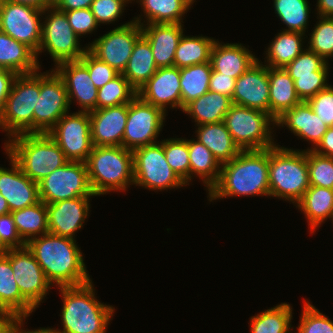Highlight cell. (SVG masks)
Masks as SVG:
<instances>
[{
	"label": "cell",
	"mask_w": 333,
	"mask_h": 333,
	"mask_svg": "<svg viewBox=\"0 0 333 333\" xmlns=\"http://www.w3.org/2000/svg\"><path fill=\"white\" fill-rule=\"evenodd\" d=\"M310 186L333 189V158L307 150Z\"/></svg>",
	"instance_id": "cell-45"
},
{
	"label": "cell",
	"mask_w": 333,
	"mask_h": 333,
	"mask_svg": "<svg viewBox=\"0 0 333 333\" xmlns=\"http://www.w3.org/2000/svg\"><path fill=\"white\" fill-rule=\"evenodd\" d=\"M69 109L62 78L54 69L40 72V94L33 111V133H48Z\"/></svg>",
	"instance_id": "cell-12"
},
{
	"label": "cell",
	"mask_w": 333,
	"mask_h": 333,
	"mask_svg": "<svg viewBox=\"0 0 333 333\" xmlns=\"http://www.w3.org/2000/svg\"><path fill=\"white\" fill-rule=\"evenodd\" d=\"M196 137L212 152L220 165L231 161L242 151L234 142L224 121L198 125Z\"/></svg>",
	"instance_id": "cell-29"
},
{
	"label": "cell",
	"mask_w": 333,
	"mask_h": 333,
	"mask_svg": "<svg viewBox=\"0 0 333 333\" xmlns=\"http://www.w3.org/2000/svg\"><path fill=\"white\" fill-rule=\"evenodd\" d=\"M7 156L11 168L0 167V193L7 200L10 212L40 202L38 183L25 175L12 157Z\"/></svg>",
	"instance_id": "cell-22"
},
{
	"label": "cell",
	"mask_w": 333,
	"mask_h": 333,
	"mask_svg": "<svg viewBox=\"0 0 333 333\" xmlns=\"http://www.w3.org/2000/svg\"><path fill=\"white\" fill-rule=\"evenodd\" d=\"M16 76L17 74L14 71L0 67V112L4 107L7 97L9 96Z\"/></svg>",
	"instance_id": "cell-55"
},
{
	"label": "cell",
	"mask_w": 333,
	"mask_h": 333,
	"mask_svg": "<svg viewBox=\"0 0 333 333\" xmlns=\"http://www.w3.org/2000/svg\"><path fill=\"white\" fill-rule=\"evenodd\" d=\"M40 200L51 204L81 196H96L91 188L86 162L68 161L39 183Z\"/></svg>",
	"instance_id": "cell-11"
},
{
	"label": "cell",
	"mask_w": 333,
	"mask_h": 333,
	"mask_svg": "<svg viewBox=\"0 0 333 333\" xmlns=\"http://www.w3.org/2000/svg\"><path fill=\"white\" fill-rule=\"evenodd\" d=\"M17 319L16 316L10 314L0 315V333H7L10 325Z\"/></svg>",
	"instance_id": "cell-60"
},
{
	"label": "cell",
	"mask_w": 333,
	"mask_h": 333,
	"mask_svg": "<svg viewBox=\"0 0 333 333\" xmlns=\"http://www.w3.org/2000/svg\"><path fill=\"white\" fill-rule=\"evenodd\" d=\"M10 213V209L5 197L0 193V216Z\"/></svg>",
	"instance_id": "cell-62"
},
{
	"label": "cell",
	"mask_w": 333,
	"mask_h": 333,
	"mask_svg": "<svg viewBox=\"0 0 333 333\" xmlns=\"http://www.w3.org/2000/svg\"><path fill=\"white\" fill-rule=\"evenodd\" d=\"M137 96V90L119 74L98 89L96 109L130 103Z\"/></svg>",
	"instance_id": "cell-42"
},
{
	"label": "cell",
	"mask_w": 333,
	"mask_h": 333,
	"mask_svg": "<svg viewBox=\"0 0 333 333\" xmlns=\"http://www.w3.org/2000/svg\"><path fill=\"white\" fill-rule=\"evenodd\" d=\"M64 13L71 28L79 37L92 33L99 26L90 8L70 10Z\"/></svg>",
	"instance_id": "cell-52"
},
{
	"label": "cell",
	"mask_w": 333,
	"mask_h": 333,
	"mask_svg": "<svg viewBox=\"0 0 333 333\" xmlns=\"http://www.w3.org/2000/svg\"><path fill=\"white\" fill-rule=\"evenodd\" d=\"M34 311L35 308L21 295L10 259L6 255L0 256V312L27 319Z\"/></svg>",
	"instance_id": "cell-27"
},
{
	"label": "cell",
	"mask_w": 333,
	"mask_h": 333,
	"mask_svg": "<svg viewBox=\"0 0 333 333\" xmlns=\"http://www.w3.org/2000/svg\"><path fill=\"white\" fill-rule=\"evenodd\" d=\"M36 53L26 44L14 40L0 31V67L19 74H30L40 70Z\"/></svg>",
	"instance_id": "cell-30"
},
{
	"label": "cell",
	"mask_w": 333,
	"mask_h": 333,
	"mask_svg": "<svg viewBox=\"0 0 333 333\" xmlns=\"http://www.w3.org/2000/svg\"><path fill=\"white\" fill-rule=\"evenodd\" d=\"M183 24H144L142 35L148 40L158 68L172 67L175 51L184 33Z\"/></svg>",
	"instance_id": "cell-25"
},
{
	"label": "cell",
	"mask_w": 333,
	"mask_h": 333,
	"mask_svg": "<svg viewBox=\"0 0 333 333\" xmlns=\"http://www.w3.org/2000/svg\"><path fill=\"white\" fill-rule=\"evenodd\" d=\"M132 152L135 186L153 191L187 186L169 166L161 141L136 148Z\"/></svg>",
	"instance_id": "cell-10"
},
{
	"label": "cell",
	"mask_w": 333,
	"mask_h": 333,
	"mask_svg": "<svg viewBox=\"0 0 333 333\" xmlns=\"http://www.w3.org/2000/svg\"><path fill=\"white\" fill-rule=\"evenodd\" d=\"M189 161H190V181L196 175L202 180L207 188V192L218 182L221 165L214 158L212 152L198 140H188Z\"/></svg>",
	"instance_id": "cell-36"
},
{
	"label": "cell",
	"mask_w": 333,
	"mask_h": 333,
	"mask_svg": "<svg viewBox=\"0 0 333 333\" xmlns=\"http://www.w3.org/2000/svg\"><path fill=\"white\" fill-rule=\"evenodd\" d=\"M259 59L243 44L215 41L211 49L212 69L237 79Z\"/></svg>",
	"instance_id": "cell-26"
},
{
	"label": "cell",
	"mask_w": 333,
	"mask_h": 333,
	"mask_svg": "<svg viewBox=\"0 0 333 333\" xmlns=\"http://www.w3.org/2000/svg\"><path fill=\"white\" fill-rule=\"evenodd\" d=\"M295 136L311 142L313 150L317 147L323 138L324 133L329 128L317 114L314 113L311 106L306 101L295 105L292 109L286 110L280 117L276 119L277 127L285 126ZM314 147V148H313Z\"/></svg>",
	"instance_id": "cell-24"
},
{
	"label": "cell",
	"mask_w": 333,
	"mask_h": 333,
	"mask_svg": "<svg viewBox=\"0 0 333 333\" xmlns=\"http://www.w3.org/2000/svg\"><path fill=\"white\" fill-rule=\"evenodd\" d=\"M224 123L241 150L276 146L272 135L276 120L266 112L233 104L225 115Z\"/></svg>",
	"instance_id": "cell-8"
},
{
	"label": "cell",
	"mask_w": 333,
	"mask_h": 333,
	"mask_svg": "<svg viewBox=\"0 0 333 333\" xmlns=\"http://www.w3.org/2000/svg\"><path fill=\"white\" fill-rule=\"evenodd\" d=\"M90 199L91 196H81L46 204L49 233L75 240V233L89 216Z\"/></svg>",
	"instance_id": "cell-20"
},
{
	"label": "cell",
	"mask_w": 333,
	"mask_h": 333,
	"mask_svg": "<svg viewBox=\"0 0 333 333\" xmlns=\"http://www.w3.org/2000/svg\"><path fill=\"white\" fill-rule=\"evenodd\" d=\"M317 15L322 17H333V0H317Z\"/></svg>",
	"instance_id": "cell-59"
},
{
	"label": "cell",
	"mask_w": 333,
	"mask_h": 333,
	"mask_svg": "<svg viewBox=\"0 0 333 333\" xmlns=\"http://www.w3.org/2000/svg\"><path fill=\"white\" fill-rule=\"evenodd\" d=\"M304 36L307 35L300 32H279L265 51V59H267L265 62L267 63L264 64L272 68H284L306 49L302 48L304 47Z\"/></svg>",
	"instance_id": "cell-35"
},
{
	"label": "cell",
	"mask_w": 333,
	"mask_h": 333,
	"mask_svg": "<svg viewBox=\"0 0 333 333\" xmlns=\"http://www.w3.org/2000/svg\"><path fill=\"white\" fill-rule=\"evenodd\" d=\"M148 40L142 35L135 43L122 75L138 91L157 71Z\"/></svg>",
	"instance_id": "cell-34"
},
{
	"label": "cell",
	"mask_w": 333,
	"mask_h": 333,
	"mask_svg": "<svg viewBox=\"0 0 333 333\" xmlns=\"http://www.w3.org/2000/svg\"><path fill=\"white\" fill-rule=\"evenodd\" d=\"M40 94L39 70L15 77L9 96L0 112V129L8 138L33 133V111Z\"/></svg>",
	"instance_id": "cell-7"
},
{
	"label": "cell",
	"mask_w": 333,
	"mask_h": 333,
	"mask_svg": "<svg viewBox=\"0 0 333 333\" xmlns=\"http://www.w3.org/2000/svg\"><path fill=\"white\" fill-rule=\"evenodd\" d=\"M273 3L275 14L288 27L283 31L305 34L311 13L308 0H274Z\"/></svg>",
	"instance_id": "cell-41"
},
{
	"label": "cell",
	"mask_w": 333,
	"mask_h": 333,
	"mask_svg": "<svg viewBox=\"0 0 333 333\" xmlns=\"http://www.w3.org/2000/svg\"><path fill=\"white\" fill-rule=\"evenodd\" d=\"M269 114L276 120L286 110L301 103L294 80L284 68L268 67Z\"/></svg>",
	"instance_id": "cell-28"
},
{
	"label": "cell",
	"mask_w": 333,
	"mask_h": 333,
	"mask_svg": "<svg viewBox=\"0 0 333 333\" xmlns=\"http://www.w3.org/2000/svg\"><path fill=\"white\" fill-rule=\"evenodd\" d=\"M21 295L36 309L51 289L45 274L27 246L10 249L5 254Z\"/></svg>",
	"instance_id": "cell-17"
},
{
	"label": "cell",
	"mask_w": 333,
	"mask_h": 333,
	"mask_svg": "<svg viewBox=\"0 0 333 333\" xmlns=\"http://www.w3.org/2000/svg\"><path fill=\"white\" fill-rule=\"evenodd\" d=\"M59 1L60 0H44L45 4L48 7H55L59 3Z\"/></svg>",
	"instance_id": "cell-64"
},
{
	"label": "cell",
	"mask_w": 333,
	"mask_h": 333,
	"mask_svg": "<svg viewBox=\"0 0 333 333\" xmlns=\"http://www.w3.org/2000/svg\"><path fill=\"white\" fill-rule=\"evenodd\" d=\"M94 0H60L55 8L61 12L90 8Z\"/></svg>",
	"instance_id": "cell-57"
},
{
	"label": "cell",
	"mask_w": 333,
	"mask_h": 333,
	"mask_svg": "<svg viewBox=\"0 0 333 333\" xmlns=\"http://www.w3.org/2000/svg\"><path fill=\"white\" fill-rule=\"evenodd\" d=\"M126 4L128 0H94L90 9L98 25L110 24L122 16Z\"/></svg>",
	"instance_id": "cell-50"
},
{
	"label": "cell",
	"mask_w": 333,
	"mask_h": 333,
	"mask_svg": "<svg viewBox=\"0 0 333 333\" xmlns=\"http://www.w3.org/2000/svg\"><path fill=\"white\" fill-rule=\"evenodd\" d=\"M313 151L333 158V126L327 129L322 140Z\"/></svg>",
	"instance_id": "cell-56"
},
{
	"label": "cell",
	"mask_w": 333,
	"mask_h": 333,
	"mask_svg": "<svg viewBox=\"0 0 333 333\" xmlns=\"http://www.w3.org/2000/svg\"><path fill=\"white\" fill-rule=\"evenodd\" d=\"M269 148L242 150L221 165L218 182L208 192L209 201L236 196H270Z\"/></svg>",
	"instance_id": "cell-2"
},
{
	"label": "cell",
	"mask_w": 333,
	"mask_h": 333,
	"mask_svg": "<svg viewBox=\"0 0 333 333\" xmlns=\"http://www.w3.org/2000/svg\"><path fill=\"white\" fill-rule=\"evenodd\" d=\"M161 142L169 166L186 185H189L190 161L187 139L169 138Z\"/></svg>",
	"instance_id": "cell-43"
},
{
	"label": "cell",
	"mask_w": 333,
	"mask_h": 333,
	"mask_svg": "<svg viewBox=\"0 0 333 333\" xmlns=\"http://www.w3.org/2000/svg\"><path fill=\"white\" fill-rule=\"evenodd\" d=\"M5 1H11L14 3L31 5L40 10H44L45 8H48V6L45 4L44 0H5Z\"/></svg>",
	"instance_id": "cell-61"
},
{
	"label": "cell",
	"mask_w": 333,
	"mask_h": 333,
	"mask_svg": "<svg viewBox=\"0 0 333 333\" xmlns=\"http://www.w3.org/2000/svg\"><path fill=\"white\" fill-rule=\"evenodd\" d=\"M147 103L161 108L165 113L170 108L181 109L180 68L160 67L137 91Z\"/></svg>",
	"instance_id": "cell-19"
},
{
	"label": "cell",
	"mask_w": 333,
	"mask_h": 333,
	"mask_svg": "<svg viewBox=\"0 0 333 333\" xmlns=\"http://www.w3.org/2000/svg\"><path fill=\"white\" fill-rule=\"evenodd\" d=\"M47 12V13H46ZM47 14V15H46ZM42 19V36L38 56L47 51L57 66L60 63L80 60L88 50V46L81 47L80 37L71 28L66 14L55 7L45 8ZM44 17V18H43ZM82 48V49H81Z\"/></svg>",
	"instance_id": "cell-9"
},
{
	"label": "cell",
	"mask_w": 333,
	"mask_h": 333,
	"mask_svg": "<svg viewBox=\"0 0 333 333\" xmlns=\"http://www.w3.org/2000/svg\"><path fill=\"white\" fill-rule=\"evenodd\" d=\"M259 60L235 82L232 103L269 114L268 66Z\"/></svg>",
	"instance_id": "cell-18"
},
{
	"label": "cell",
	"mask_w": 333,
	"mask_h": 333,
	"mask_svg": "<svg viewBox=\"0 0 333 333\" xmlns=\"http://www.w3.org/2000/svg\"><path fill=\"white\" fill-rule=\"evenodd\" d=\"M317 19L319 22L314 25L306 48L328 63V58L333 57V17L317 16Z\"/></svg>",
	"instance_id": "cell-44"
},
{
	"label": "cell",
	"mask_w": 333,
	"mask_h": 333,
	"mask_svg": "<svg viewBox=\"0 0 333 333\" xmlns=\"http://www.w3.org/2000/svg\"><path fill=\"white\" fill-rule=\"evenodd\" d=\"M329 66L327 63L321 70L314 71V75L296 76L294 86L301 101L307 102L330 85L327 83Z\"/></svg>",
	"instance_id": "cell-47"
},
{
	"label": "cell",
	"mask_w": 333,
	"mask_h": 333,
	"mask_svg": "<svg viewBox=\"0 0 333 333\" xmlns=\"http://www.w3.org/2000/svg\"><path fill=\"white\" fill-rule=\"evenodd\" d=\"M26 246L52 287L79 286L91 281L76 240L47 233L32 238Z\"/></svg>",
	"instance_id": "cell-1"
},
{
	"label": "cell",
	"mask_w": 333,
	"mask_h": 333,
	"mask_svg": "<svg viewBox=\"0 0 333 333\" xmlns=\"http://www.w3.org/2000/svg\"><path fill=\"white\" fill-rule=\"evenodd\" d=\"M216 39L206 36L182 35L175 51L173 66L178 68L210 62Z\"/></svg>",
	"instance_id": "cell-39"
},
{
	"label": "cell",
	"mask_w": 333,
	"mask_h": 333,
	"mask_svg": "<svg viewBox=\"0 0 333 333\" xmlns=\"http://www.w3.org/2000/svg\"><path fill=\"white\" fill-rule=\"evenodd\" d=\"M48 134L69 161H87L93 147L89 112L66 113Z\"/></svg>",
	"instance_id": "cell-15"
},
{
	"label": "cell",
	"mask_w": 333,
	"mask_h": 333,
	"mask_svg": "<svg viewBox=\"0 0 333 333\" xmlns=\"http://www.w3.org/2000/svg\"><path fill=\"white\" fill-rule=\"evenodd\" d=\"M54 68L65 84L69 105L76 100L81 107L78 111L96 110L98 89L90 78L88 68L80 60L63 62Z\"/></svg>",
	"instance_id": "cell-21"
},
{
	"label": "cell",
	"mask_w": 333,
	"mask_h": 333,
	"mask_svg": "<svg viewBox=\"0 0 333 333\" xmlns=\"http://www.w3.org/2000/svg\"><path fill=\"white\" fill-rule=\"evenodd\" d=\"M235 82V78L226 76L212 69L209 81V91L223 94L232 99L235 90Z\"/></svg>",
	"instance_id": "cell-54"
},
{
	"label": "cell",
	"mask_w": 333,
	"mask_h": 333,
	"mask_svg": "<svg viewBox=\"0 0 333 333\" xmlns=\"http://www.w3.org/2000/svg\"><path fill=\"white\" fill-rule=\"evenodd\" d=\"M326 64L322 57L306 48L284 69L295 81L296 76L314 75V71L321 70Z\"/></svg>",
	"instance_id": "cell-48"
},
{
	"label": "cell",
	"mask_w": 333,
	"mask_h": 333,
	"mask_svg": "<svg viewBox=\"0 0 333 333\" xmlns=\"http://www.w3.org/2000/svg\"><path fill=\"white\" fill-rule=\"evenodd\" d=\"M86 165L96 196L134 185L133 152L123 146H93Z\"/></svg>",
	"instance_id": "cell-5"
},
{
	"label": "cell",
	"mask_w": 333,
	"mask_h": 333,
	"mask_svg": "<svg viewBox=\"0 0 333 333\" xmlns=\"http://www.w3.org/2000/svg\"><path fill=\"white\" fill-rule=\"evenodd\" d=\"M11 214L17 232L25 243L32 238L49 233L48 211L43 201L20 210L12 211Z\"/></svg>",
	"instance_id": "cell-37"
},
{
	"label": "cell",
	"mask_w": 333,
	"mask_h": 333,
	"mask_svg": "<svg viewBox=\"0 0 333 333\" xmlns=\"http://www.w3.org/2000/svg\"><path fill=\"white\" fill-rule=\"evenodd\" d=\"M270 197L297 204L310 187L307 150L280 147L269 148Z\"/></svg>",
	"instance_id": "cell-6"
},
{
	"label": "cell",
	"mask_w": 333,
	"mask_h": 333,
	"mask_svg": "<svg viewBox=\"0 0 333 333\" xmlns=\"http://www.w3.org/2000/svg\"><path fill=\"white\" fill-rule=\"evenodd\" d=\"M93 146H123L128 103L89 112Z\"/></svg>",
	"instance_id": "cell-23"
},
{
	"label": "cell",
	"mask_w": 333,
	"mask_h": 333,
	"mask_svg": "<svg viewBox=\"0 0 333 333\" xmlns=\"http://www.w3.org/2000/svg\"><path fill=\"white\" fill-rule=\"evenodd\" d=\"M25 318H17L9 327L7 333H50L48 328H39L35 330H24L22 327L24 325ZM28 330V331H27Z\"/></svg>",
	"instance_id": "cell-58"
},
{
	"label": "cell",
	"mask_w": 333,
	"mask_h": 333,
	"mask_svg": "<svg viewBox=\"0 0 333 333\" xmlns=\"http://www.w3.org/2000/svg\"><path fill=\"white\" fill-rule=\"evenodd\" d=\"M142 36L141 25L134 22L122 24L88 45V50L122 74L132 54L136 41Z\"/></svg>",
	"instance_id": "cell-16"
},
{
	"label": "cell",
	"mask_w": 333,
	"mask_h": 333,
	"mask_svg": "<svg viewBox=\"0 0 333 333\" xmlns=\"http://www.w3.org/2000/svg\"><path fill=\"white\" fill-rule=\"evenodd\" d=\"M139 2L146 21L141 15L134 17L133 21L141 26L147 24H179L183 22L185 13L189 11L193 3L189 0H136Z\"/></svg>",
	"instance_id": "cell-32"
},
{
	"label": "cell",
	"mask_w": 333,
	"mask_h": 333,
	"mask_svg": "<svg viewBox=\"0 0 333 333\" xmlns=\"http://www.w3.org/2000/svg\"><path fill=\"white\" fill-rule=\"evenodd\" d=\"M295 206L305 214L310 231L314 234L328 218L333 222V189L310 186Z\"/></svg>",
	"instance_id": "cell-31"
},
{
	"label": "cell",
	"mask_w": 333,
	"mask_h": 333,
	"mask_svg": "<svg viewBox=\"0 0 333 333\" xmlns=\"http://www.w3.org/2000/svg\"><path fill=\"white\" fill-rule=\"evenodd\" d=\"M292 311L290 304L284 302L252 316L250 333H290Z\"/></svg>",
	"instance_id": "cell-40"
},
{
	"label": "cell",
	"mask_w": 333,
	"mask_h": 333,
	"mask_svg": "<svg viewBox=\"0 0 333 333\" xmlns=\"http://www.w3.org/2000/svg\"><path fill=\"white\" fill-rule=\"evenodd\" d=\"M0 237L9 249L26 246V243L21 239L17 232L11 212L0 216Z\"/></svg>",
	"instance_id": "cell-53"
},
{
	"label": "cell",
	"mask_w": 333,
	"mask_h": 333,
	"mask_svg": "<svg viewBox=\"0 0 333 333\" xmlns=\"http://www.w3.org/2000/svg\"><path fill=\"white\" fill-rule=\"evenodd\" d=\"M166 114L161 108L145 102L137 95L128 103L123 147L133 151L159 142L156 138L164 127Z\"/></svg>",
	"instance_id": "cell-13"
},
{
	"label": "cell",
	"mask_w": 333,
	"mask_h": 333,
	"mask_svg": "<svg viewBox=\"0 0 333 333\" xmlns=\"http://www.w3.org/2000/svg\"><path fill=\"white\" fill-rule=\"evenodd\" d=\"M4 144L6 154L36 183L69 161L48 133L20 134Z\"/></svg>",
	"instance_id": "cell-4"
},
{
	"label": "cell",
	"mask_w": 333,
	"mask_h": 333,
	"mask_svg": "<svg viewBox=\"0 0 333 333\" xmlns=\"http://www.w3.org/2000/svg\"><path fill=\"white\" fill-rule=\"evenodd\" d=\"M10 249L3 243L0 237V256H4Z\"/></svg>",
	"instance_id": "cell-63"
},
{
	"label": "cell",
	"mask_w": 333,
	"mask_h": 333,
	"mask_svg": "<svg viewBox=\"0 0 333 333\" xmlns=\"http://www.w3.org/2000/svg\"><path fill=\"white\" fill-rule=\"evenodd\" d=\"M303 302L297 333H333V321L307 299Z\"/></svg>",
	"instance_id": "cell-46"
},
{
	"label": "cell",
	"mask_w": 333,
	"mask_h": 333,
	"mask_svg": "<svg viewBox=\"0 0 333 333\" xmlns=\"http://www.w3.org/2000/svg\"><path fill=\"white\" fill-rule=\"evenodd\" d=\"M211 62L180 68L181 110L209 91Z\"/></svg>",
	"instance_id": "cell-38"
},
{
	"label": "cell",
	"mask_w": 333,
	"mask_h": 333,
	"mask_svg": "<svg viewBox=\"0 0 333 333\" xmlns=\"http://www.w3.org/2000/svg\"><path fill=\"white\" fill-rule=\"evenodd\" d=\"M233 105L232 99L217 92L208 91L187 104L182 112L189 115L196 126L224 121L226 113Z\"/></svg>",
	"instance_id": "cell-33"
},
{
	"label": "cell",
	"mask_w": 333,
	"mask_h": 333,
	"mask_svg": "<svg viewBox=\"0 0 333 333\" xmlns=\"http://www.w3.org/2000/svg\"><path fill=\"white\" fill-rule=\"evenodd\" d=\"M43 11L31 5L2 0L0 31L26 44L37 53L42 36Z\"/></svg>",
	"instance_id": "cell-14"
},
{
	"label": "cell",
	"mask_w": 333,
	"mask_h": 333,
	"mask_svg": "<svg viewBox=\"0 0 333 333\" xmlns=\"http://www.w3.org/2000/svg\"><path fill=\"white\" fill-rule=\"evenodd\" d=\"M80 61L88 68L90 78L97 89L103 87L120 74L111 66L95 57L89 50L80 58Z\"/></svg>",
	"instance_id": "cell-49"
},
{
	"label": "cell",
	"mask_w": 333,
	"mask_h": 333,
	"mask_svg": "<svg viewBox=\"0 0 333 333\" xmlns=\"http://www.w3.org/2000/svg\"><path fill=\"white\" fill-rule=\"evenodd\" d=\"M307 102L326 125L333 126V86L331 84Z\"/></svg>",
	"instance_id": "cell-51"
},
{
	"label": "cell",
	"mask_w": 333,
	"mask_h": 333,
	"mask_svg": "<svg viewBox=\"0 0 333 333\" xmlns=\"http://www.w3.org/2000/svg\"><path fill=\"white\" fill-rule=\"evenodd\" d=\"M93 286L91 280L79 286L59 287L63 329L49 328L50 333H106L115 308L98 301Z\"/></svg>",
	"instance_id": "cell-3"
}]
</instances>
